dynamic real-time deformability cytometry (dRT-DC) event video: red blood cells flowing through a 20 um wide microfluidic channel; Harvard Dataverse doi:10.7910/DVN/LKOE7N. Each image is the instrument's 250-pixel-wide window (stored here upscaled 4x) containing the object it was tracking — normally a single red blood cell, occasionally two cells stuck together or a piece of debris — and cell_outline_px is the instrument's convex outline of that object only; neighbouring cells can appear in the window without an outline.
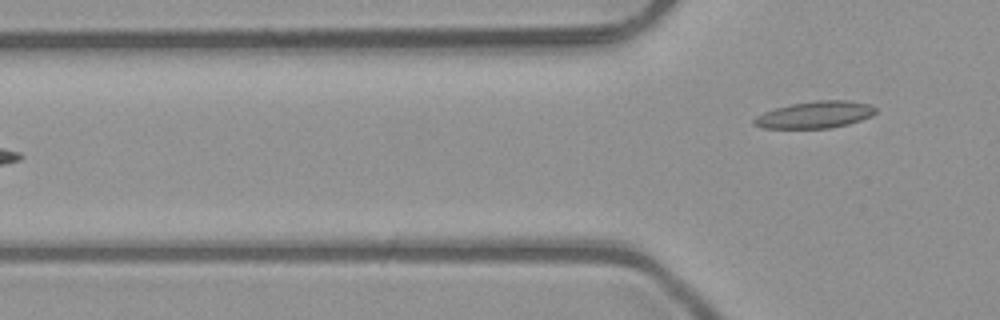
{"species": "common noctule bat (a hibernating species)", "species_latin": "Nyctalus noctula", "temperature_condition": "room temperature", "stored_images_in_passage": 5, "camera_frame_rate_fps": 3000, "um_per_image_px": 0.085, "animal": {"sex": "male", "body_mass_g": 23.1, "forearm_length_mm": 52.7}, "frame": {"image": 1, "passage_image": 5, "time_ms": 1.333, "image_size_px": [1000, 320], "cell_outline_px": [[876, 112], [872, 116], [848, 124], [828, 128], [760, 128], [752, 124], [752, 120], [756, 116], [764, 112], [776, 108], [792, 104], [816, 100], [848, 100], [868, 104], [876, 108]], "centroid_in_image_um": [69.25, 9.75], "position_along_channel_um": 56.5, "area_um2": 19.02}}